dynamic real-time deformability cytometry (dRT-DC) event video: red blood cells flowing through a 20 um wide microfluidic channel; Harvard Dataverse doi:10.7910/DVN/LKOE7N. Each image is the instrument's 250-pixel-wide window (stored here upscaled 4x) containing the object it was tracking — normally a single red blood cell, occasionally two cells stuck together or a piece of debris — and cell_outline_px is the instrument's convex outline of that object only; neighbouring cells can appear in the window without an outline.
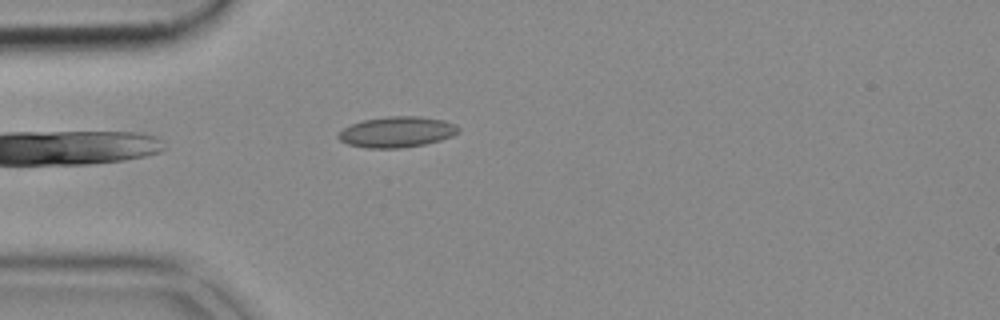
{"species": "common noctule bat (a hibernating species)", "species_latin": "Nyctalus noctula", "temperature_condition": "cold", "stored_images_in_passage": 15, "camera_frame_rate_fps": 3000, "um_per_image_px": 0.085, "animal": {"sex": "female", "body_mass_g": 18.4}, "frame": {"image": 1, "passage_image": 1, "time_ms": 0.0, "image_size_px": [1000, 320], "cell_outline_px": [[460, 132], [452, 136], [440, 140], [424, 144], [400, 148], [364, 148], [348, 144], [340, 140], [336, 136], [344, 128], [352, 124], [364, 120], [388, 116], [420, 116], [444, 120], [456, 124], [460, 128]], "centroid_in_image_um": [33.76, 11.21], "position_along_channel_um": 51.2, "area_um2": 21.56}}